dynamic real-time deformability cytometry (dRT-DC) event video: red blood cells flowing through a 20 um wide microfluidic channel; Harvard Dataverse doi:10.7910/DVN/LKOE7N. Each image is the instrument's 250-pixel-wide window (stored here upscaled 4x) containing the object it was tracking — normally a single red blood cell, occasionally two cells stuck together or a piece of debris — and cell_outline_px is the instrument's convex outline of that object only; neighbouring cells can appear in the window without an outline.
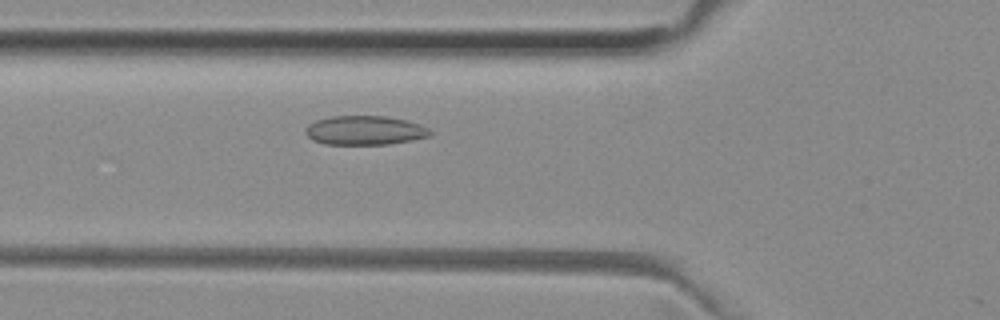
{"species": "common noctule bat (a hibernating species)", "species_latin": "Nyctalus noctula", "temperature_condition": "room temperature", "stored_images_in_passage": 50, "camera_frame_rate_fps": 3000, "um_per_image_px": 0.085, "animal": {"sex": "female", "body_mass_g": 29.2, "forearm_length_mm": 56.3}, "frame": {"image": 1, "passage_image": 17, "time_ms": 5.333, "image_size_px": [1000, 320], "cell_outline_px": [[432, 132], [428, 136], [412, 140], [388, 144], [324, 144], [312, 140], [304, 132], [308, 124], [316, 120], [328, 116], [384, 116], [404, 120], [420, 124], [428, 128]], "centroid_in_image_um": [30.97, 11.08], "position_along_channel_um": 94.8, "area_um2": 21.1}}
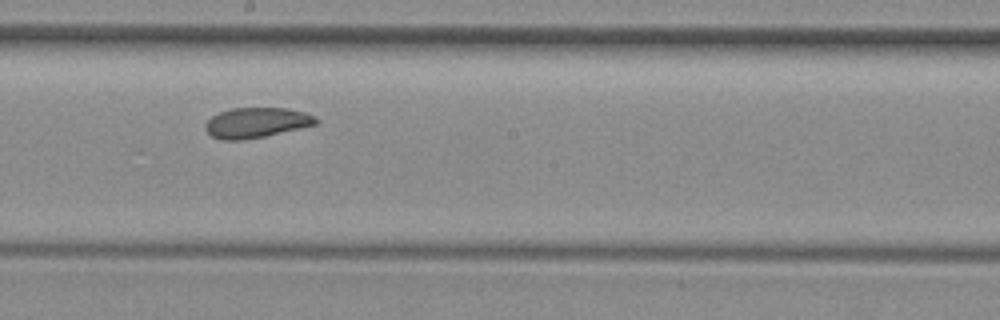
{"frame": {"image": 2, "passage_image": 27, "time_ms": 8.667, "image_size_px": [1000, 320], "cell_outline_px": [[320, 120], [316, 124], [264, 136], [240, 140], [220, 140], [212, 136], [204, 128], [204, 124], [212, 116], [220, 112], [232, 108], [288, 108], [304, 112], [316, 116]], "centroid_in_image_um": [21.78, 10.42], "position_along_channel_um": 226.4, "area_um2": 19.36}}
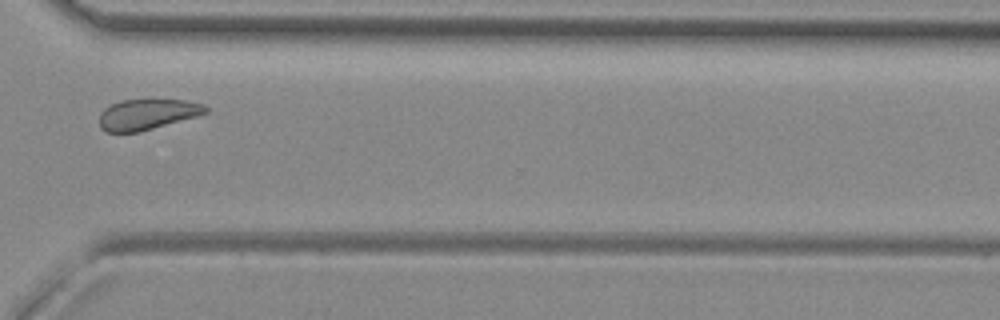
{"frame": {"image": 3, "passage_image": 37, "time_ms": 12.0, "image_size_px": [1000, 320], "cell_outline_px": [[208, 112], [200, 116], [140, 132], [104, 132], [100, 128], [100, 112], [104, 108], [120, 100], [184, 100], [204, 104], [208, 108]], "centroid_in_image_um": [12.54, 9.73], "position_along_channel_um": 358.1, "area_um2": 19.19}, "authors_computed_cell_mechanics": {"area_um2": 20.6635, "velocity_mm_per_s": 3.9474, "shape_relaxation_time_tau1_ms": 4.4933, "shape_relaxation_time_tau2_ms": 5.2547, "deformation_change_tau1": 0.0731, "deformation_change_tau2": 0.073}}